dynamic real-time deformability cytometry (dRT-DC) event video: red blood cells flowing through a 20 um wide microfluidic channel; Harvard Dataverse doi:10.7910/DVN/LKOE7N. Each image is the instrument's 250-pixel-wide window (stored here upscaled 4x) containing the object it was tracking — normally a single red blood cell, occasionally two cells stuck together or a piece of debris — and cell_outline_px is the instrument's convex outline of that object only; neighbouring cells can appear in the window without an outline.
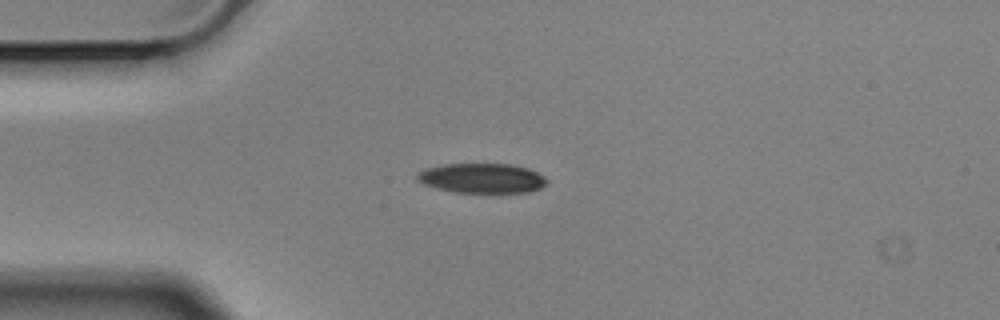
{"species": "Egyptian fruit bat (a non-hibernating species)", "species_latin": "Rousettus aegyptiacus", "temperature_condition": "cold", "stored_images_in_passage": 44, "camera_frame_rate_fps": 3000, "um_per_image_px": 0.085, "animal": {"sex": "male"}, "frame": {"image": 1, "passage_image": 1, "time_ms": 0.0, "image_size_px": [1000, 320], "cell_outline_px": [[548, 184], [540, 188], [528, 192], [456, 192], [424, 184], [416, 176], [424, 168], [444, 164], [512, 164], [528, 168], [544, 176], [548, 180]], "centroid_in_image_um": [41.02, 15.13], "position_along_channel_um": 44.0, "area_um2": 22.25}}
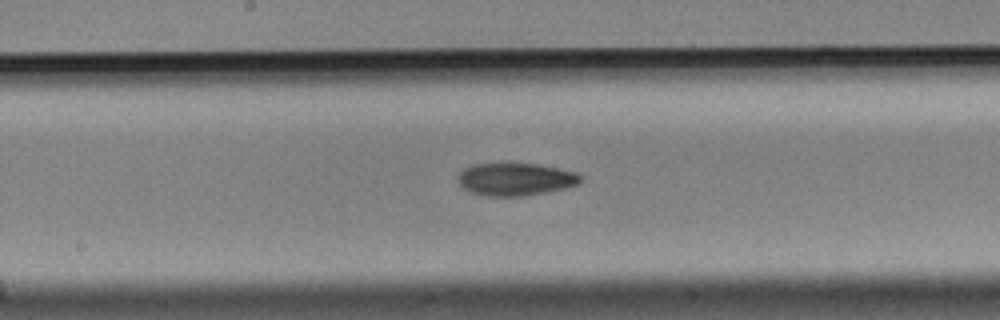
{"frame": {"image": 2, "passage_image": 16, "time_ms": 5.0, "image_size_px": [1000, 320], "cell_outline_px": [[580, 184], [568, 188], [524, 196], [484, 196], [472, 192], [464, 188], [460, 184], [460, 172], [464, 168], [472, 164], [504, 160], [508, 160], [540, 164], [560, 168], [576, 172], [580, 176]], "centroid_in_image_um": [43.83, 15.18], "position_along_channel_um": 204.4, "area_um2": 24.28}}
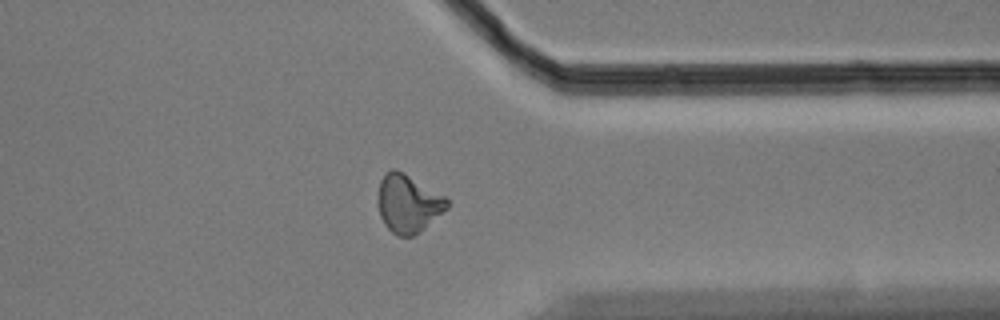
{"frame": {"image": 3, "passage_image": 31, "time_ms": 10.0, "image_size_px": [1000, 320], "cell_outline_px": [[448, 208], [420, 232], [412, 236], [400, 236], [392, 232], [384, 224], [380, 216], [380, 180], [384, 172], [392, 168], [396, 168], [404, 172], [444, 196], [448, 200]], "centroid_in_image_um": [34.7, 17.29], "position_along_channel_um": 376.7, "area_um2": 23.06}}